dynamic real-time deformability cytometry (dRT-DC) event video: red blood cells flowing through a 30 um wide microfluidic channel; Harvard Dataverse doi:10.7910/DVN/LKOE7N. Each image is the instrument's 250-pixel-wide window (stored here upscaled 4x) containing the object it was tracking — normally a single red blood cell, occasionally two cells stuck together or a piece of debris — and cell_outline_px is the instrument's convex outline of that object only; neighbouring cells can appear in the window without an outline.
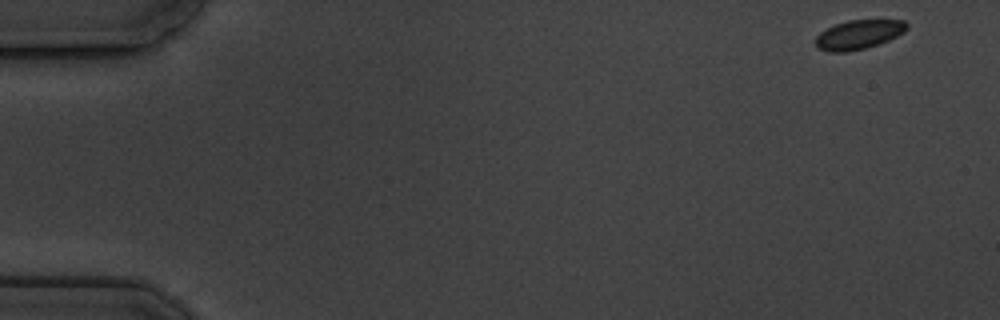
{"species": "common noctule bat (a hibernating species)", "species_latin": "Nyctalus noctula", "temperature_condition": "cold", "stored_images_in_passage": 10, "camera_frame_rate_fps": 3000, "um_per_image_px": 0.085, "animal": {"sex": "male", "body_mass_g": 19.5, "forearm_length_mm": 54.6}, "frame": {"image": 1, "passage_image": 1, "time_ms": 0.0, "image_size_px": [1000, 320], "cell_outline_px": [[908, 28], [904, 32], [888, 40], [864, 48], [848, 52], [828, 52], [816, 48], [816, 36], [820, 32], [836, 24], [848, 20], [904, 20], [908, 24]], "centroid_in_image_um": [72.97, 2.94], "position_along_channel_um": 12.0, "area_um2": 15.43}}
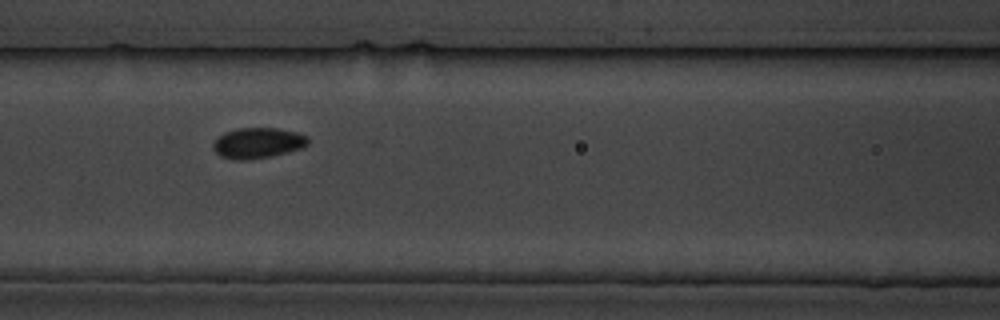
{"frame": {"image": 2, "passage_image": 8, "time_ms": 7.667, "image_size_px": [1000, 320], "cell_outline_px": [[308, 144], [304, 148], [288, 152], [268, 156], [244, 160], [236, 160], [220, 156], [212, 148], [212, 144], [216, 136], [224, 132], [236, 128], [276, 128], [296, 132], [308, 136]], "centroid_in_image_um": [21.88, 12.14], "position_along_channel_um": 144.7, "area_um2": 17.05}}
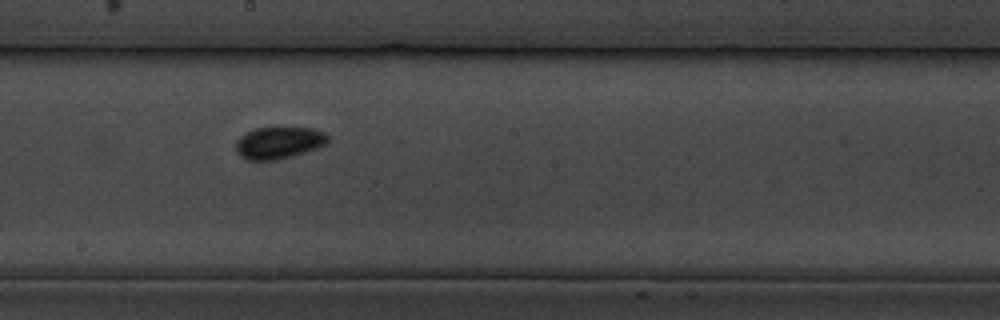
{"frame": {"image": 3, "passage_image": 10, "time_ms": 10.0, "image_size_px": [1000, 320], "cell_outline_px": [[328, 144], [292, 156], [276, 160], [248, 160], [240, 156], [236, 152], [236, 140], [244, 132], [256, 128], [312, 128], [324, 132], [328, 136]], "centroid_in_image_um": [23.67, 12.13], "position_along_channel_um": 224.5, "area_um2": 17.17}}